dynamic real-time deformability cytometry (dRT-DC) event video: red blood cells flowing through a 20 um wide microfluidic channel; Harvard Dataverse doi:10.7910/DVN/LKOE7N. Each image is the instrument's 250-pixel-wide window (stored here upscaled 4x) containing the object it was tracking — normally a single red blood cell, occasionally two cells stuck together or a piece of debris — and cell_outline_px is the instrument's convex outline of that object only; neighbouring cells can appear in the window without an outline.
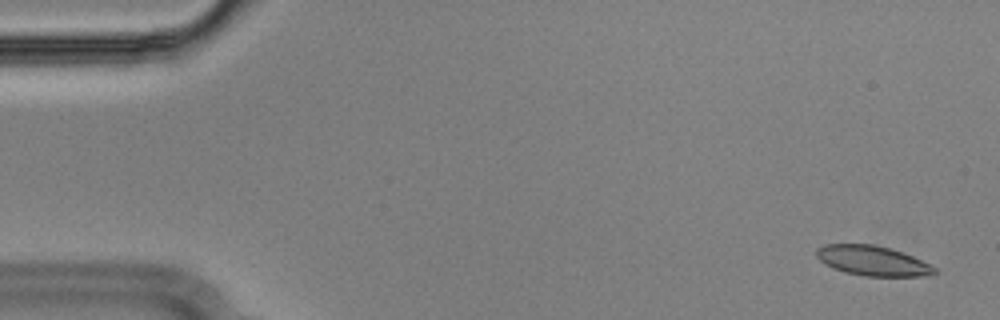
{"species": "Egyptian fruit bat (a non-hibernating species)", "species_latin": "Rousettus aegyptiacus", "temperature_condition": "cold", "stored_images_in_passage": 41, "camera_frame_rate_fps": 3000, "um_per_image_px": 0.085, "animal": {"sex": "male"}, "frame": {"image": 1, "passage_image": 2, "time_ms": 0.333, "image_size_px": [1000, 320], "cell_outline_px": [[936, 272], [924, 276], [864, 276], [844, 272], [832, 268], [820, 260], [816, 256], [816, 248], [824, 244], [876, 244], [912, 256], [936, 268]], "centroid_in_image_um": [74.11, 22.16], "position_along_channel_um": 10.9, "area_um2": 20.4}}
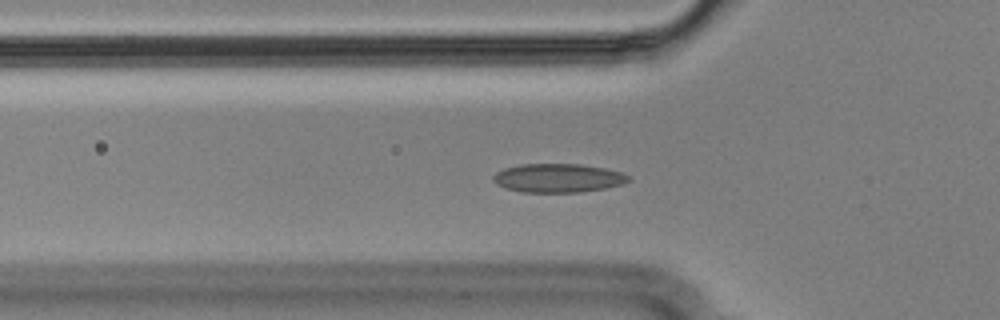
{"frame": {"image": 2, "passage_image": 18, "time_ms": 5.667, "image_size_px": [1000, 320], "cell_outline_px": [[632, 180], [624, 184], [604, 188], [580, 192], [520, 192], [504, 188], [496, 184], [492, 180], [492, 176], [496, 172], [504, 168], [520, 164], [580, 164], [604, 168], [620, 172], [632, 176]], "centroid_in_image_um": [47.43, 15.13], "position_along_channel_um": 78.4, "area_um2": 22.89}}
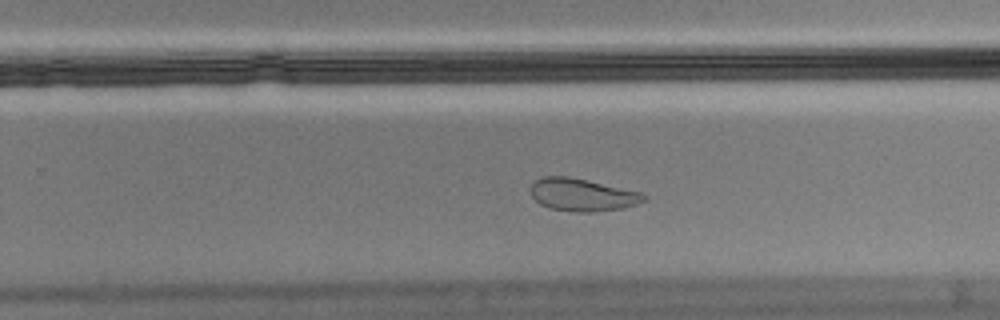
{"frame": {"image": 3, "passage_image": 35, "time_ms": 11.333, "image_size_px": [1000, 320], "cell_outline_px": [[648, 196], [644, 200], [636, 204], [620, 208], [592, 212], [576, 212], [548, 208], [540, 204], [532, 196], [532, 184], [536, 180], [544, 176], [568, 176], [640, 192]], "centroid_in_image_um": [49.47, 16.56], "position_along_channel_um": 280.3, "area_um2": 21.15}}